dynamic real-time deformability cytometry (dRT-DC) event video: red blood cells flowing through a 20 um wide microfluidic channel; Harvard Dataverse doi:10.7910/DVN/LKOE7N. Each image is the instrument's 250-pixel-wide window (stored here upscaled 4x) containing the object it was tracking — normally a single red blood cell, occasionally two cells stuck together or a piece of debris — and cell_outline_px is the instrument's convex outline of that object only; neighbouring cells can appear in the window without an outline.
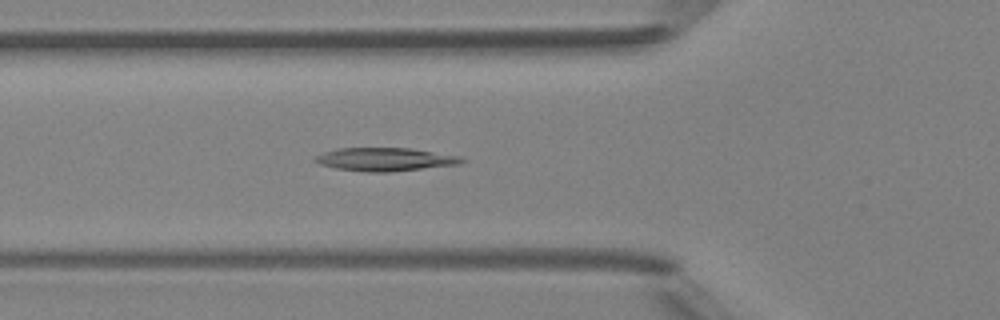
{"species": "Egyptian fruit bat (a non-hibernating species)", "species_latin": "Rousettus aegyptiacus", "temperature_condition": "room temperature", "stored_images_in_passage": 49, "camera_frame_rate_fps": 3000, "um_per_image_px": 0.085, "animal": {"sex": "female"}, "frame": {"image": 1, "passage_image": 18, "time_ms": 5.667, "image_size_px": [1000, 320], "cell_outline_px": [[468, 160], [460, 164], [388, 172], [368, 172], [336, 168], [320, 164], [312, 160], [316, 156], [324, 152], [336, 148], [408, 148], [460, 156]], "centroid_in_image_um": [32.73, 13.54], "position_along_channel_um": 93.1, "area_um2": 19.77}}
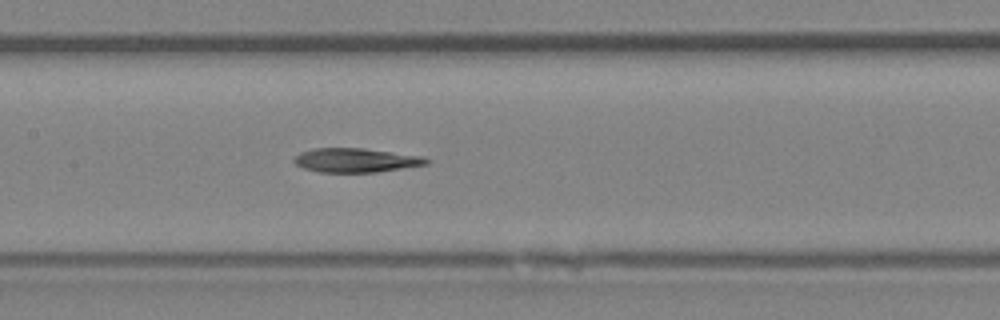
{"frame": {"image": 2, "passage_image": 24, "time_ms": 7.667, "image_size_px": [1000, 320], "cell_outline_px": [[432, 160], [428, 164], [376, 172], [320, 172], [304, 168], [296, 164], [292, 160], [300, 152], [316, 148], [364, 148], [424, 156]], "centroid_in_image_um": [30.28, 13.61], "position_along_channel_um": 177.1, "area_um2": 18.61}}
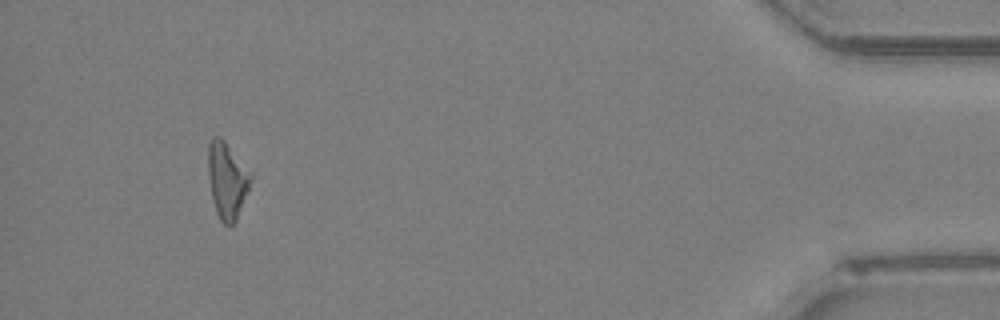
{"frame": {"image": 3, "passage_image": 46, "time_ms": 15.0, "image_size_px": [1000, 320], "cell_outline_px": [[252, 180], [248, 192], [236, 220], [232, 224], [224, 224], [220, 220], [216, 212], [212, 196], [208, 176], [208, 144], [212, 136], [220, 136], [224, 140], [252, 172]], "centroid_in_image_um": [19.31, 15.29], "position_along_channel_um": 415.9, "area_um2": 19.07}}